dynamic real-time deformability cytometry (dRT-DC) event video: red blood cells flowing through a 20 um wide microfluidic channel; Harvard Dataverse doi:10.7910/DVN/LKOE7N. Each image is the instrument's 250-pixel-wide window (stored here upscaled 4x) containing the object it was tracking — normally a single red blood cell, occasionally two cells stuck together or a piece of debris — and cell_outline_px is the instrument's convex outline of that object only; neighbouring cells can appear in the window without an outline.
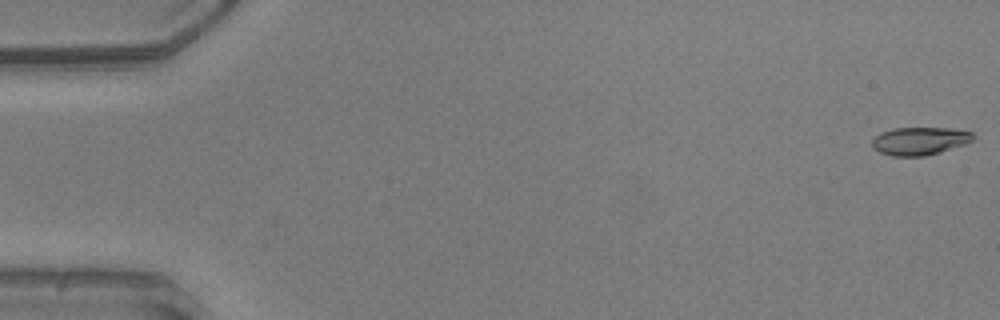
{"species": "common noctule bat (a hibernating species)", "species_latin": "Nyctalus noctula", "temperature_condition": "warm", "stored_images_in_passage": 16, "camera_frame_rate_fps": 3000, "um_per_image_px": 0.085, "animal": {"sex": "male", "body_mass_g": 20.5, "forearm_length_mm": 52.5}, "frame": {"image": 1, "passage_image": 1, "time_ms": 0.0, "image_size_px": [1000, 320], "cell_outline_px": [[976, 136], [972, 140], [964, 144], [924, 156], [892, 156], [880, 152], [872, 148], [872, 140], [880, 132], [892, 128], [948, 128], [972, 132]], "centroid_in_image_um": [78.14, 11.97], "position_along_channel_um": 6.9, "area_um2": 16.3}}
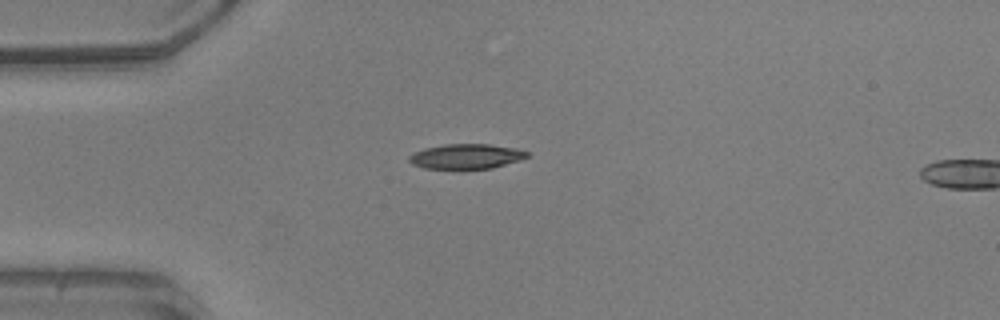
{"frame": {"image": 2, "passage_image": 14, "time_ms": 4.333, "image_size_px": [1000, 320], "cell_outline_px": [[528, 156], [520, 160], [492, 168], [424, 168], [412, 164], [408, 160], [408, 156], [424, 148], [444, 144], [488, 144], [516, 148], [528, 152]], "centroid_in_image_um": [39.62, 13.28], "position_along_channel_um": 45.4, "area_um2": 16.94}}